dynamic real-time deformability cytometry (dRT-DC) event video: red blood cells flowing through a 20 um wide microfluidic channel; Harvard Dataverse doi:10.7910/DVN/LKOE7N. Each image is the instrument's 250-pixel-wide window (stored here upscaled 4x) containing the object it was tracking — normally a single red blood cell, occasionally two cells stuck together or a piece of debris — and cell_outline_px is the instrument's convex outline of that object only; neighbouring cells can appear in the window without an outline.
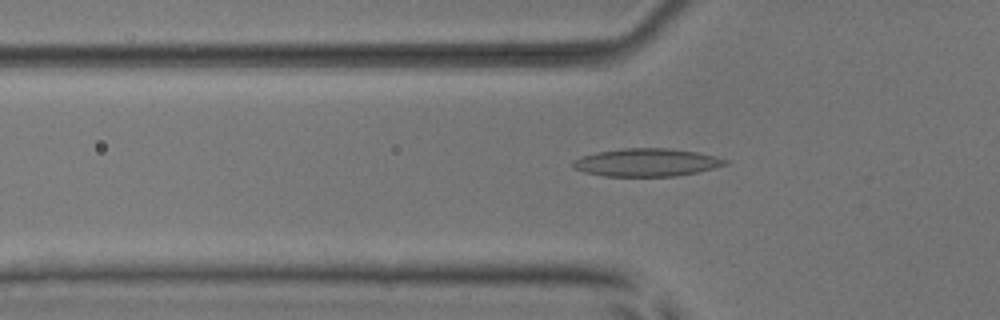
{"species": "common noctule bat (a hibernating species)", "species_latin": "Nyctalus noctula", "temperature_condition": "room temperature", "stored_images_in_passage": 39, "camera_frame_rate_fps": 3000, "um_per_image_px": 0.085, "animal": {"sex": "male", "body_mass_g": 17.9, "forearm_length_mm": 54.2}, "frame": {"image": 1, "passage_image": 4, "time_ms": 1.0, "image_size_px": [1000, 320], "cell_outline_px": [[728, 164], [696, 172], [676, 176], [604, 176], [584, 172], [576, 168], [572, 164], [572, 160], [580, 156], [596, 152], [624, 148], [668, 148], [696, 152], [716, 156], [728, 160]], "centroid_in_image_um": [54.94, 13.8], "position_along_channel_um": 70.9, "area_um2": 24.68}}
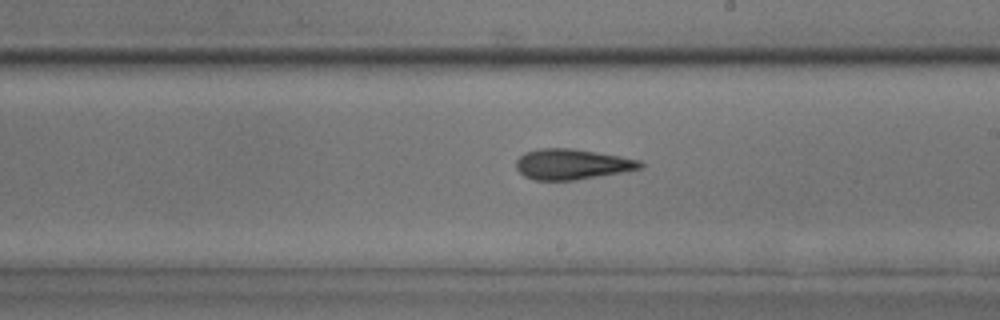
{"frame": {"image": 2, "passage_image": 17, "time_ms": 5.333, "image_size_px": [1000, 320], "cell_outline_px": [[644, 168], [572, 180], [532, 180], [524, 176], [516, 168], [516, 160], [524, 152], [540, 148], [572, 148], [620, 156], [640, 160], [644, 164]], "centroid_in_image_um": [48.59, 13.95], "position_along_channel_um": 240.4, "area_um2": 21.96}}
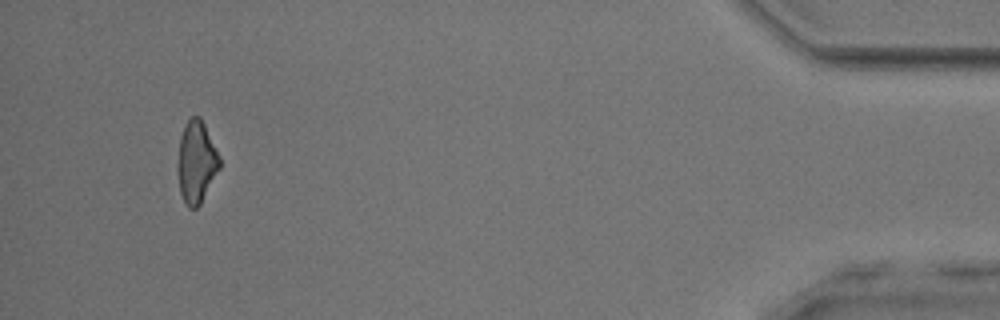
{"frame": {"image": 3, "passage_image": 36, "time_ms": 11.667, "image_size_px": [1000, 320], "cell_outline_px": [[220, 168], [200, 204], [196, 208], [188, 208], [184, 204], [180, 192], [176, 168], [176, 164], [180, 136], [184, 124], [192, 116], [200, 116], [220, 156]], "centroid_in_image_um": [16.66, 13.78], "position_along_channel_um": 418.5, "area_um2": 20.35}, "authors_computed_cell_mechanics": {"area_um2": 21.675, "velocity_mm_per_s": 3.9267, "shape_relaxation_time_tau1_ms": 3.9141, "shape_relaxation_time_tau2_ms": 3.0309, "deformation_change_tau1": 0.1553, "deformation_change_tau2": 0.146}}